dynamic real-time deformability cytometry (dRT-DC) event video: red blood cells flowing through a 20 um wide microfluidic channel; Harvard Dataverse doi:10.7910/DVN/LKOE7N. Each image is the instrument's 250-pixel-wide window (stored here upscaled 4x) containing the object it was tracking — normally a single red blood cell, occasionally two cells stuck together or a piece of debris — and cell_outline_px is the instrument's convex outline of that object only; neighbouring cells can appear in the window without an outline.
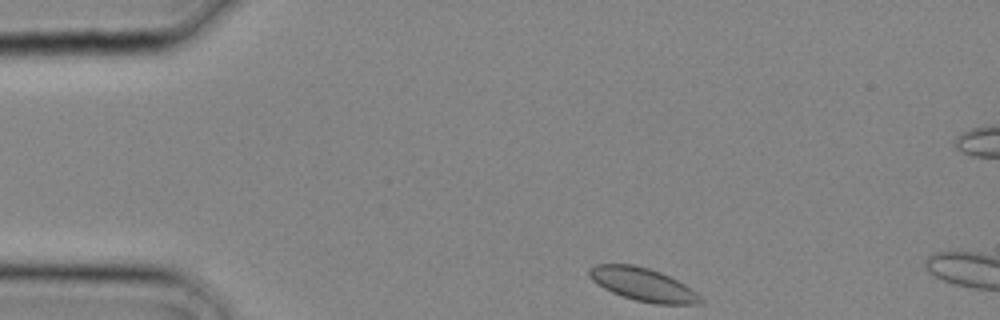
{"species": "common noctule bat (a hibernating species)", "species_latin": "Nyctalus noctula", "temperature_condition": "cold", "stored_images_in_passage": 2, "camera_frame_rate_fps": 3000, "um_per_image_px": 0.085, "animal": {"sex": "male", "body_mass_g": 20.4}, "frame": {"image": 1, "passage_image": 1, "time_ms": 0.0, "image_size_px": [1000, 320], "cell_outline_px": [[704, 300], [700, 304], [656, 304], [636, 300], [612, 292], [604, 288], [592, 280], [588, 276], [588, 268], [596, 264], [632, 264], [648, 268], [660, 272], [684, 284], [696, 292]], "centroid_in_image_um": [54.63, 24.17], "position_along_channel_um": 30.4, "area_um2": 21.27}}